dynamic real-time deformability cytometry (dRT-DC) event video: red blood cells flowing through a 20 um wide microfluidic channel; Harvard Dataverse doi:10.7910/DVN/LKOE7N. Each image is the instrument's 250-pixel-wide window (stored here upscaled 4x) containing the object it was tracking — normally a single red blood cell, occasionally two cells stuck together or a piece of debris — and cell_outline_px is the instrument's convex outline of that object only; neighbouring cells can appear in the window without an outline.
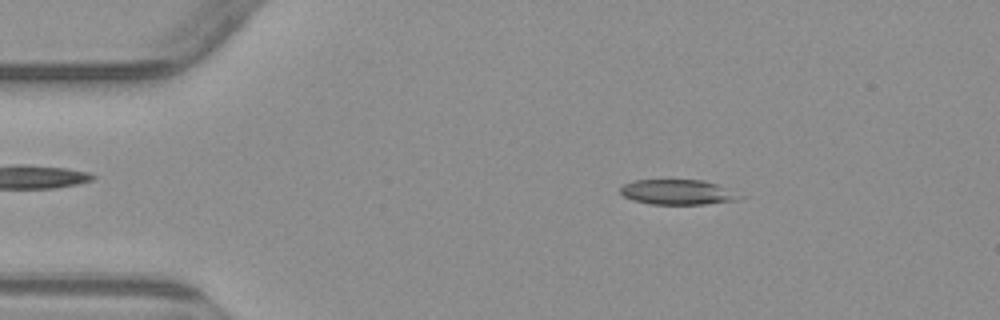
{"species": "common noctule bat (a hibernating species)", "species_latin": "Nyctalus noctula", "temperature_condition": "warm", "stored_images_in_passage": 6, "camera_frame_rate_fps": 3000, "um_per_image_px": 0.085, "animal": {"sex": "male", "body_mass_g": 23.1, "forearm_length_mm": 52.7}, "frame": {"image": 1, "passage_image": 2, "time_ms": 1.333, "image_size_px": [1000, 320], "cell_outline_px": [[744, 196], [736, 200], [704, 204], [652, 204], [632, 200], [624, 196], [620, 192], [620, 188], [624, 184], [632, 180], [704, 180], [716, 184]], "centroid_in_image_um": [57.56, 16.33], "position_along_channel_um": 27.4, "area_um2": 17.28}}
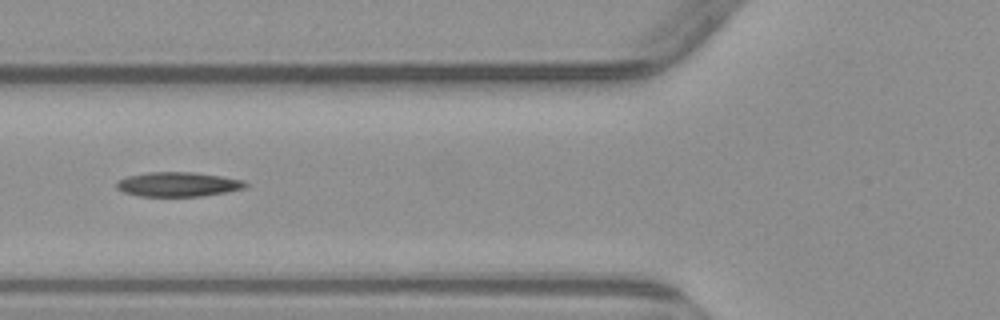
{"frame": {"image": 2, "passage_image": 5, "time_ms": 5.0, "image_size_px": [1000, 320], "cell_outline_px": [[248, 184], [244, 188], [224, 192], [200, 196], [140, 196], [124, 192], [116, 188], [116, 180], [128, 176], [148, 172], [192, 172], [220, 176], [244, 180]], "centroid_in_image_um": [15.09, 15.66], "position_along_channel_um": 110.7, "area_um2": 18.26}}
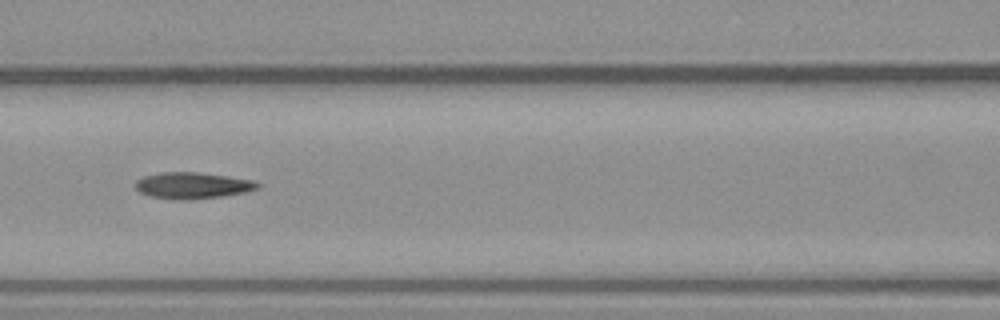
{"frame": {"image": 3, "passage_image": 6, "time_ms": 6.0, "image_size_px": [1000, 320], "cell_outline_px": [[260, 188], [244, 192], [220, 196], [188, 200], [176, 200], [152, 196], [140, 192], [136, 188], [136, 180], [144, 176], [164, 172], [196, 172], [228, 176], [252, 180], [260, 184]], "centroid_in_image_um": [16.37, 15.76], "position_along_channel_um": 150.2, "area_um2": 18.55}}